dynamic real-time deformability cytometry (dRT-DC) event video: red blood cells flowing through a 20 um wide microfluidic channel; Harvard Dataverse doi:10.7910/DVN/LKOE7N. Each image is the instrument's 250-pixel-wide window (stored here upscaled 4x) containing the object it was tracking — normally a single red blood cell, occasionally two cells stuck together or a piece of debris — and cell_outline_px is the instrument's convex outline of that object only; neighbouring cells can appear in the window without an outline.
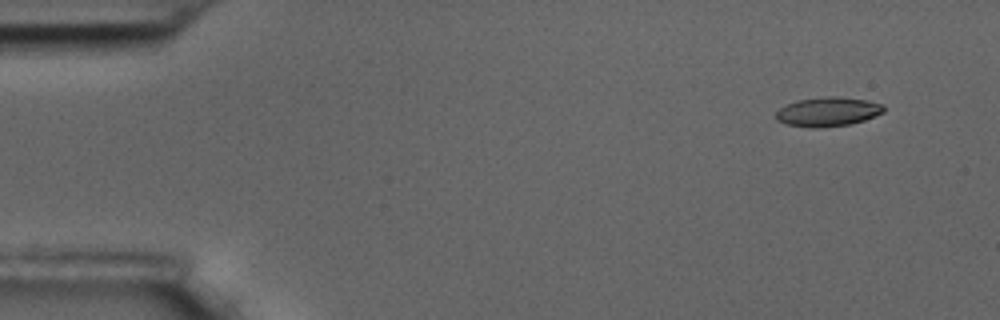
{"species": "common noctule bat (a hibernating species)", "species_latin": "Nyctalus noctula", "temperature_condition": "room temperature", "stored_images_in_passage": 55, "camera_frame_rate_fps": 3000, "um_per_image_px": 0.085, "animal": {"sex": "male", "body_mass_g": 17.5, "forearm_length_mm": 52.3}, "frame": {"image": 1, "passage_image": 1, "time_ms": 0.0, "image_size_px": [1000, 320], "cell_outline_px": [[884, 112], [864, 120], [852, 124], [820, 128], [808, 128], [788, 124], [776, 120], [776, 112], [780, 108], [788, 104], [800, 100], [824, 96], [836, 96], [868, 100], [884, 104]], "centroid_in_image_um": [70.4, 9.5], "position_along_channel_um": 14.6, "area_um2": 18.44}}
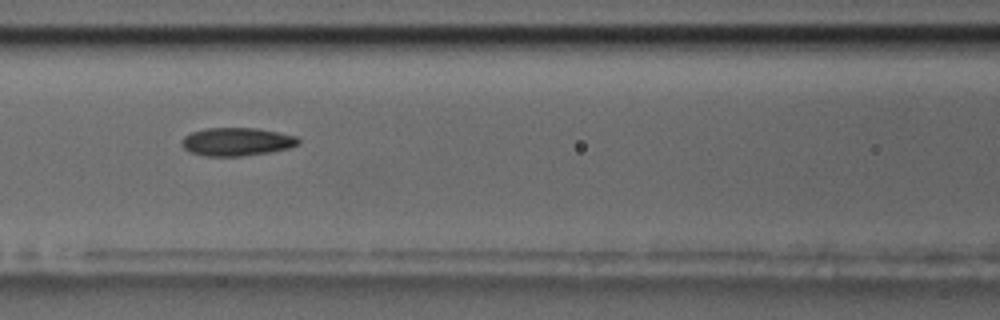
{"frame": {"image": 2, "passage_image": 22, "time_ms": 7.0, "image_size_px": [1000, 320], "cell_outline_px": [[300, 144], [288, 148], [268, 152], [240, 156], [204, 156], [188, 152], [180, 144], [180, 140], [184, 136], [192, 132], [208, 128], [256, 128], [296, 136], [300, 140]], "centroid_in_image_um": [20.08, 12.05], "position_along_channel_um": 146.5, "area_um2": 19.13}}
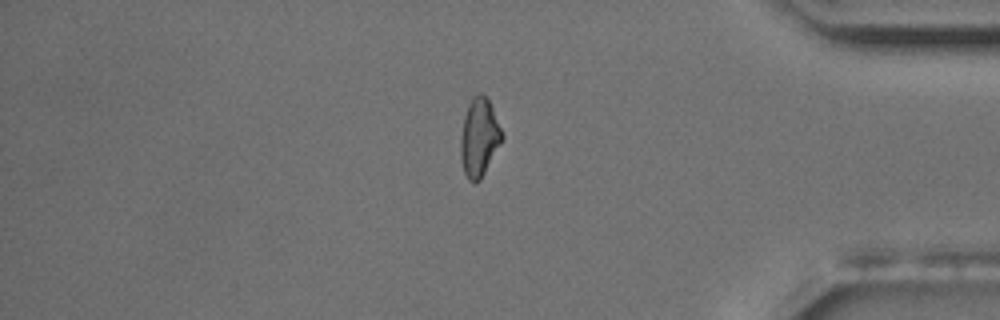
{"frame": {"image": 3, "passage_image": 46, "time_ms": 15.0, "image_size_px": [1000, 320], "cell_outline_px": [[504, 136], [480, 180], [468, 180], [464, 172], [460, 156], [460, 136], [464, 116], [468, 104], [472, 96], [480, 92], [488, 100], [492, 108]], "centroid_in_image_um": [40.71, 11.65], "position_along_channel_um": 394.5, "area_um2": 18.55}, "authors_computed_cell_mechanics": {"area_um2": 18.9006, "velocity_mm_per_s": 3.4472, "shape_relaxation_time_tau1_ms": null, "shape_relaxation_time_tau2_ms": 3.7312, "deformation_change_tau1": null, "deformation_change_tau2": 0.107}}